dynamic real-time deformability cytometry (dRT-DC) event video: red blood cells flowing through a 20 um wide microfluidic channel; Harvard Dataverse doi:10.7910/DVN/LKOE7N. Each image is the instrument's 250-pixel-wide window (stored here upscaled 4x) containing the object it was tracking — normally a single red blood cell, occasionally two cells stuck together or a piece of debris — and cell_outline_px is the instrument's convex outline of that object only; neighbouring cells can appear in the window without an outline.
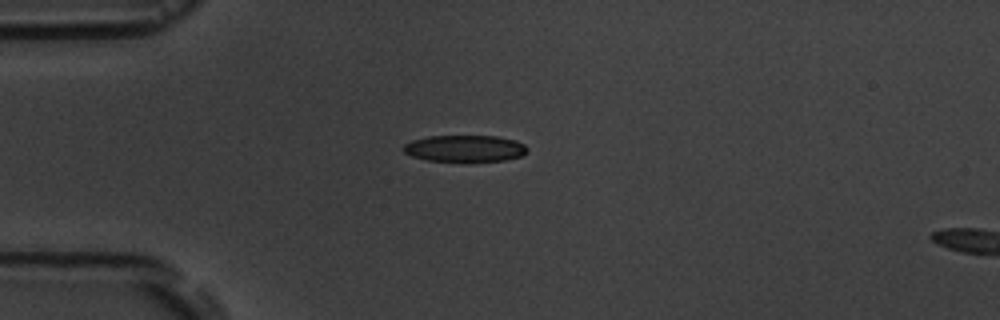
{"species": "common noctule bat (a hibernating species)", "species_latin": "Nyctalus noctula", "temperature_condition": "room temperature", "stored_images_in_passage": 2, "camera_frame_rate_fps": 3000, "um_per_image_px": 0.085, "animal": {"sex": "male", "body_mass_g": 19.5, "forearm_length_mm": 54.6}, "frame": {"image": 1, "passage_image": 1, "time_ms": 0.0, "image_size_px": [1000, 320], "cell_outline_px": [[528, 152], [520, 156], [504, 160], [464, 164], [428, 160], [412, 156], [404, 152], [404, 144], [412, 140], [428, 136], [496, 136], [516, 140], [524, 144], [528, 148]], "centroid_in_image_um": [39.53, 12.65], "position_along_channel_um": 45.5, "area_um2": 19.94}}